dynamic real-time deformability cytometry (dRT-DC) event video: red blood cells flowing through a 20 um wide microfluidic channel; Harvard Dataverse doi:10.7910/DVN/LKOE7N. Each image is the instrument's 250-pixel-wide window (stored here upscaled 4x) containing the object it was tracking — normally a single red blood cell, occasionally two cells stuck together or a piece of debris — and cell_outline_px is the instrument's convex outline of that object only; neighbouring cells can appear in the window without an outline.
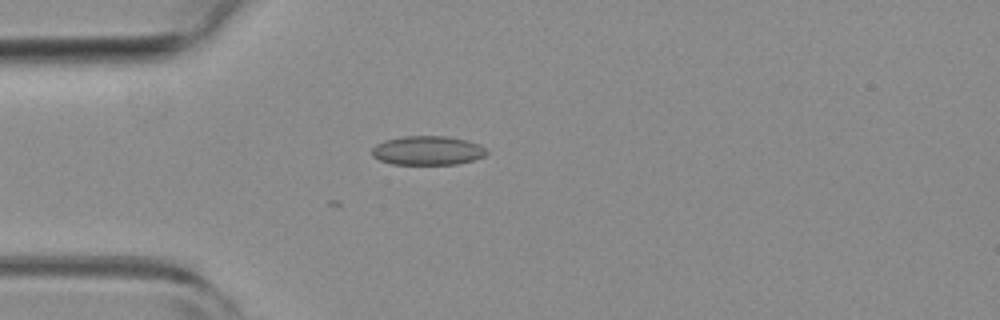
{"species": "common noctule bat (a hibernating species)", "species_latin": "Nyctalus noctula", "temperature_condition": "room temperature", "stored_images_in_passage": 2, "camera_frame_rate_fps": 3000, "um_per_image_px": 0.085, "animal": {"sex": "female", "body_mass_g": 19.3, "forearm_length_mm": 54.1}, "frame": {"image": 1, "passage_image": 2, "time_ms": 0.333, "image_size_px": [1000, 320], "cell_outline_px": [[488, 152], [484, 156], [472, 160], [456, 164], [392, 164], [380, 160], [372, 156], [372, 148], [376, 144], [384, 140], [404, 136], [448, 136], [480, 144]], "centroid_in_image_um": [36.32, 12.79], "position_along_channel_um": 48.7, "area_um2": 19.36}}